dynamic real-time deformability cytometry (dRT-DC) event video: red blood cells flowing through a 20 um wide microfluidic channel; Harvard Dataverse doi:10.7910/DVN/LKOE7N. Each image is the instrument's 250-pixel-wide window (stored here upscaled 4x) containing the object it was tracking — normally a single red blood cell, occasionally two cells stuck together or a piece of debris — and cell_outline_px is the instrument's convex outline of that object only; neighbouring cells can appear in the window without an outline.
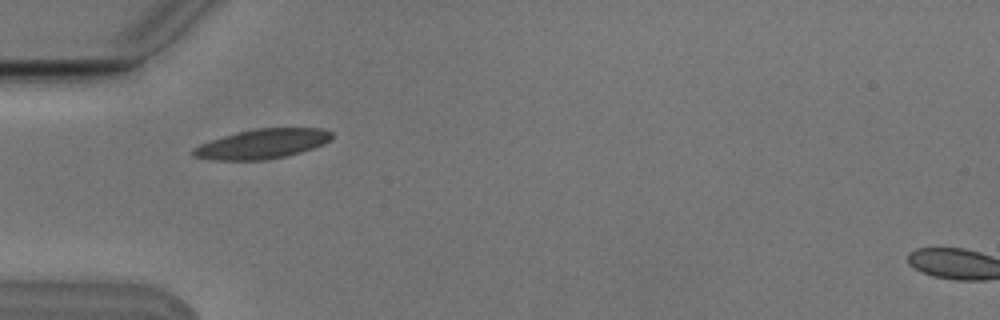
{"species": "Egyptian fruit bat (a non-hibernating species)", "species_latin": "Rousettus aegyptiacus", "temperature_condition": "cold", "stored_images_in_passage": 2, "camera_frame_rate_fps": 3000, "um_per_image_px": 0.085, "animal": {"sex": "male"}, "frame": {"image": 1, "passage_image": 1, "time_ms": 0.0, "image_size_px": [1000, 320], "cell_outline_px": [[332, 136], [324, 144], [300, 152], [284, 156], [264, 160], [212, 160], [192, 156], [192, 148], [200, 144], [236, 132], [256, 128], [324, 128], [332, 132]], "centroid_in_image_um": [22.27, 12.22], "position_along_channel_um": 62.7, "area_um2": 23.81}}